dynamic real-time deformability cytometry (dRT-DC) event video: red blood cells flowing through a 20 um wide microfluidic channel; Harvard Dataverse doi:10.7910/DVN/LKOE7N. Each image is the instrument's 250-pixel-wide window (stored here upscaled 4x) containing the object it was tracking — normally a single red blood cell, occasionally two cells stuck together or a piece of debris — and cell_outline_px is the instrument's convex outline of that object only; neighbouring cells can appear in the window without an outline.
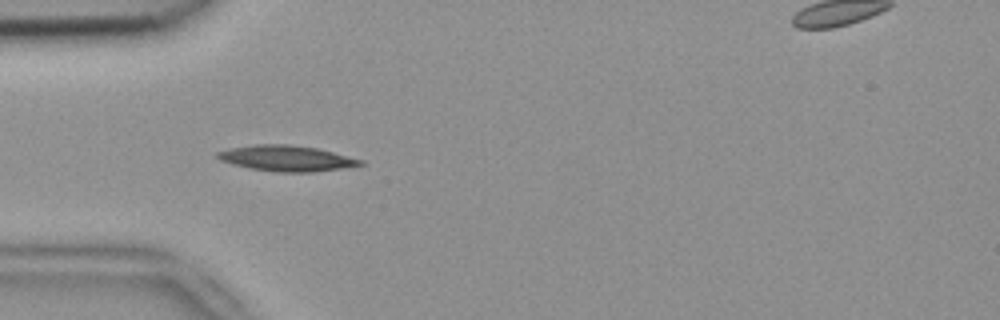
{"species": "common noctule bat (a hibernating species)", "species_latin": "Nyctalus noctula", "temperature_condition": "room temperature", "stored_images_in_passage": 50, "camera_frame_rate_fps": 3000, "um_per_image_px": 0.085, "animal": {"sex": "female", "body_mass_g": 18.4}, "frame": {"image": 1, "passage_image": 13, "time_ms": 4.0, "image_size_px": [1000, 320], "cell_outline_px": [[364, 164], [340, 168], [312, 172], [276, 172], [252, 168], [220, 160], [216, 156], [216, 152], [228, 148], [252, 144], [288, 144], [316, 148], [364, 160]], "centroid_in_image_um": [24.33, 13.44], "position_along_channel_um": 60.7, "area_um2": 21.15}}
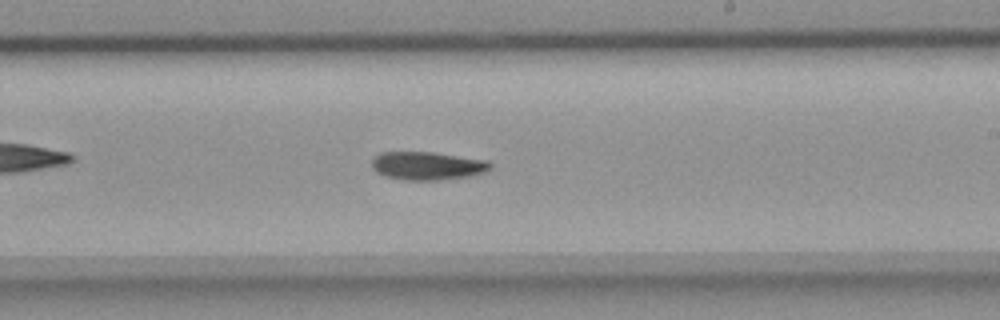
{"frame": {"image": 2, "passage_image": 28, "time_ms": 9.0, "image_size_px": [1000, 320], "cell_outline_px": [[492, 168], [484, 172], [472, 176], [444, 180], [404, 180], [384, 176], [376, 172], [372, 168], [372, 160], [380, 152], [432, 152], [488, 160], [492, 164]], "centroid_in_image_um": [36.35, 14.1], "position_along_channel_um": 252.7, "area_um2": 19.71}}
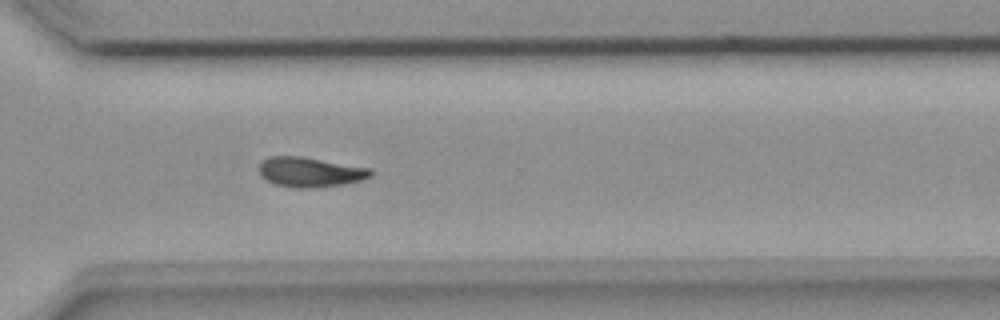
{"frame": {"image": 3, "passage_image": 35, "time_ms": 11.333, "image_size_px": [1000, 320], "cell_outline_px": [[376, 172], [372, 176], [364, 180], [344, 184], [312, 188], [300, 188], [276, 184], [260, 176], [260, 164], [268, 156], [300, 156], [372, 168]], "centroid_in_image_um": [26.44, 14.62], "position_along_channel_um": 344.2, "area_um2": 19.48}, "authors_computed_cell_mechanics": {"area_um2": 19.1896, "velocity_mm_per_s": 3.9045, "shape_relaxation_time_tau1_ms": 8.8439, "shape_relaxation_time_tau2_ms": null, "deformation_change_tau1": 0.1753, "deformation_change_tau2": null}}